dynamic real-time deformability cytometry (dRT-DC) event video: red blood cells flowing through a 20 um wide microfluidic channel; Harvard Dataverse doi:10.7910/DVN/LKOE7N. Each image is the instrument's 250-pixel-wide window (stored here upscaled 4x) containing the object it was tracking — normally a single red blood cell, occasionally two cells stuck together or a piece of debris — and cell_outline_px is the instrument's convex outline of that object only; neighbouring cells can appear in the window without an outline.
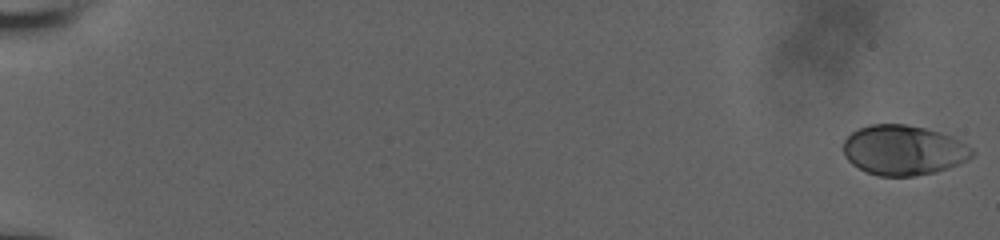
{"species": "human", "species_latin": "Homo sapiens", "temperature_condition": "room temperature", "stored_images_in_passage": 58, "camera_frame_rate_fps": 3000, "um_per_image_px": 0.085, "donor": {"sex": "male"}, "frame": {"image": 1, "passage_image": 1, "time_ms": 0.0, "image_size_px": [1000, 240], "cell_outline_px": [[976, 152], [968, 160], [948, 168], [936, 172], [912, 176], [880, 176], [868, 172], [852, 164], [844, 156], [844, 140], [852, 132], [868, 124], [908, 124], [940, 132], [952, 136], [972, 148]], "centroid_in_image_um": [76.81, 12.76], "position_along_channel_um": 8.2, "area_um2": 37.51}}
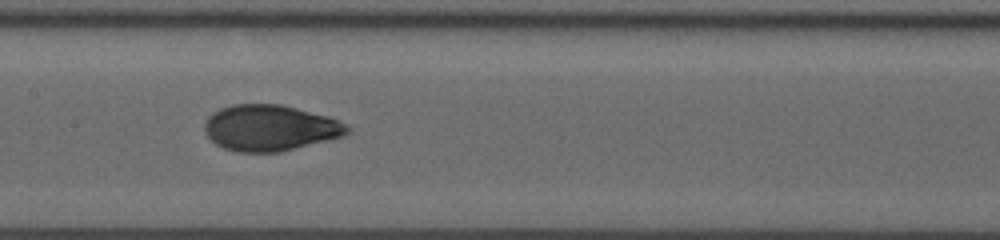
{"frame": {"image": 2, "passage_image": 32, "time_ms": 10.333, "image_size_px": [1000, 240], "cell_outline_px": [[352, 128], [344, 136], [280, 152], [236, 152], [224, 148], [216, 144], [204, 132], [204, 124], [208, 116], [212, 112], [220, 108], [232, 104], [280, 104], [328, 116], [348, 124]], "centroid_in_image_um": [22.95, 10.87], "position_along_channel_um": 184.4, "area_um2": 38.44}}
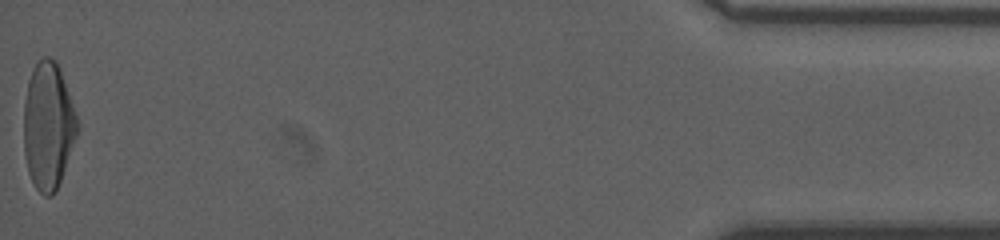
{"frame": {"image": 3, "passage_image": 58, "time_ms": 19.0, "image_size_px": [1000, 240], "cell_outline_px": [[80, 128], [56, 192], [52, 196], [44, 196], [36, 188], [28, 172], [24, 152], [24, 104], [28, 80], [32, 68], [44, 56], [48, 56], [56, 60], [60, 68], [80, 124]], "centroid_in_image_um": [4.11, 10.69], "position_along_channel_um": 431.1, "area_um2": 40.0}, "authors_computed_cell_mechanics": {"area_um2": 37.5122, "velocity_mm_per_s": 3.8248, "shape_relaxation_time_tau1_ms": 4.9104, "shape_relaxation_time_tau2_ms": 0.9442, "deformation_change_tau1": 0.1997, "deformation_change_tau2": 0.0533}}